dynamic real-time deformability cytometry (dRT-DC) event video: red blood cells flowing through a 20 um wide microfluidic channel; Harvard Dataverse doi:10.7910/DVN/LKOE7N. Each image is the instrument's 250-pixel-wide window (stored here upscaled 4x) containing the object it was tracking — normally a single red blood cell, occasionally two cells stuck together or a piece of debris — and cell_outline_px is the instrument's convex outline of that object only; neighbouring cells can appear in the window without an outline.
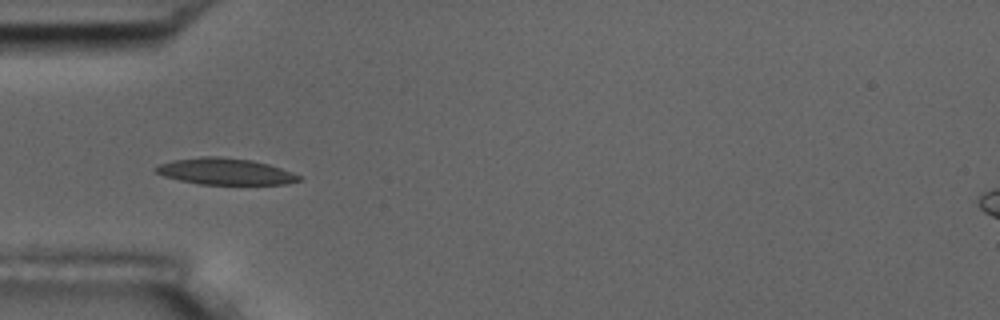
{"species": "common noctule bat (a hibernating species)", "species_latin": "Nyctalus noctula", "temperature_condition": "room temperature", "stored_images_in_passage": 4, "camera_frame_rate_fps": 3000, "um_per_image_px": 0.085, "animal": {"sex": "male", "body_mass_g": 17.5, "forearm_length_mm": 52.3}, "frame": {"image": 1, "passage_image": 2, "time_ms": 1.0, "image_size_px": [1000, 320], "cell_outline_px": [[300, 180], [288, 184], [200, 184], [180, 180], [164, 176], [156, 172], [152, 168], [160, 164], [172, 160], [200, 156], [220, 156], [252, 160], [268, 164], [292, 172], [300, 176]], "centroid_in_image_um": [19.12, 14.56], "position_along_channel_um": 65.9, "area_um2": 22.02}}